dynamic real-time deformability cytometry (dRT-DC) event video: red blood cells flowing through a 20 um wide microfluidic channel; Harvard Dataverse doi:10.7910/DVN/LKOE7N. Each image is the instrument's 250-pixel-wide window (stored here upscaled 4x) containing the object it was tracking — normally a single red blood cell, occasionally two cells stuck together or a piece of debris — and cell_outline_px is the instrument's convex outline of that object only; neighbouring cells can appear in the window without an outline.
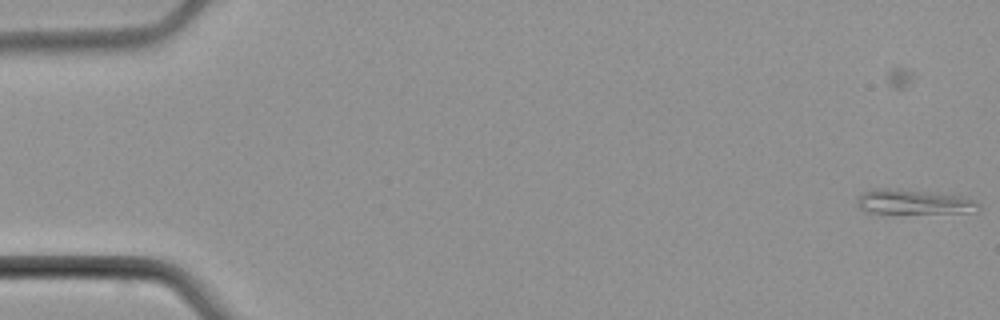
{"species": "common noctule bat (a hibernating species)", "species_latin": "Nyctalus noctula", "temperature_condition": "cold", "stored_images_in_passage": 7, "camera_frame_rate_fps": 3000, "um_per_image_px": 0.085, "animal": {"sex": "male", "body_mass_g": 21.5, "forearm_length_mm": 52.0}, "frame": {"image": 1, "passage_image": 2, "time_ms": 1.667, "image_size_px": [1000, 320], "cell_outline_px": [[980, 208], [976, 212], [868, 212], [860, 208], [856, 204], [860, 192], [876, 188], [900, 188], [964, 196], [976, 200], [980, 204]], "centroid_in_image_um": [77.68, 17.13], "position_along_channel_um": 7.3, "area_um2": 17.51}}